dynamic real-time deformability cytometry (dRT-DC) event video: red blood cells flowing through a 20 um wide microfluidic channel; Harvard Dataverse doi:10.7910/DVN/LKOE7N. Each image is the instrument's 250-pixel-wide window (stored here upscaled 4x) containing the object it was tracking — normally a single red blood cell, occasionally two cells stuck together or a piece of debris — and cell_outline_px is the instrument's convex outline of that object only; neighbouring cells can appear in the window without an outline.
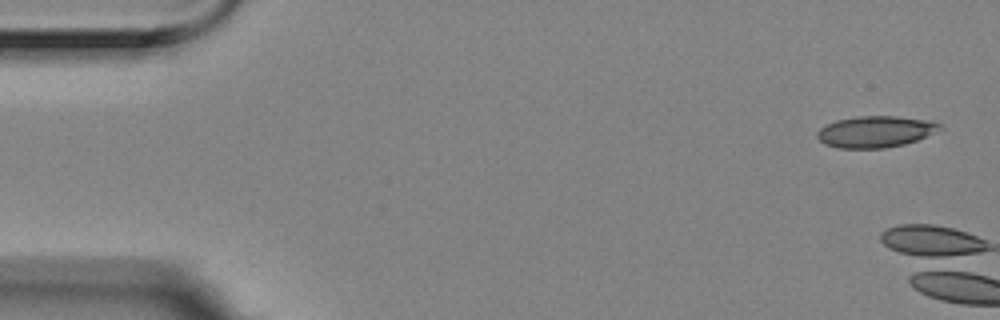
{"species": "Egyptian fruit bat (a non-hibernating species)", "species_latin": "Rousettus aegyptiacus", "temperature_condition": "room temperature", "stored_images_in_passage": 4, "camera_frame_rate_fps": 3000, "um_per_image_px": 0.085, "animal": {"sex": "female"}, "frame": {"image": 1, "passage_image": 1, "time_ms": 0.0, "image_size_px": [1000, 320], "cell_outline_px": [[940, 128], [916, 140], [904, 144], [884, 148], [836, 148], [824, 144], [816, 136], [816, 132], [820, 128], [836, 120], [856, 116], [896, 116], [924, 120], [940, 124]], "centroid_in_image_um": [74.31, 11.2], "position_along_channel_um": 10.7, "area_um2": 22.08}}